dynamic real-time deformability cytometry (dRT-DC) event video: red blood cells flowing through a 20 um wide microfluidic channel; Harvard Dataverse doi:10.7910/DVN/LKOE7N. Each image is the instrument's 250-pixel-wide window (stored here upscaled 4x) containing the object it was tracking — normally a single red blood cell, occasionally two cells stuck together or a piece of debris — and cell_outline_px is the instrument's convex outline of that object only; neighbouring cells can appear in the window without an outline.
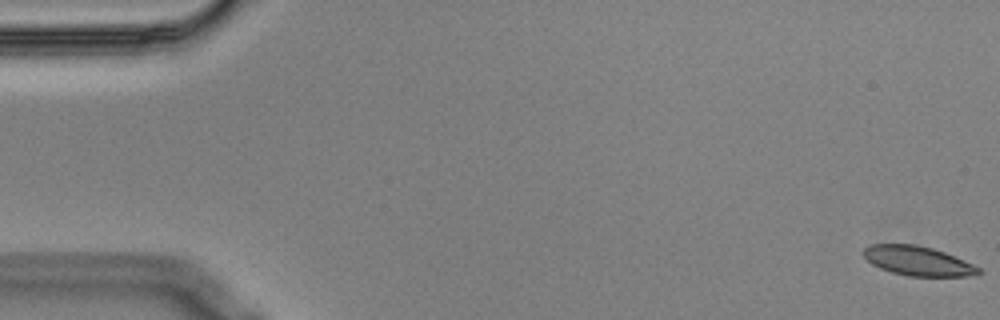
{"species": "Egyptian fruit bat (a non-hibernating species)", "species_latin": "Rousettus aegyptiacus", "temperature_condition": "cold", "stored_images_in_passage": 57, "camera_frame_rate_fps": 3000, "um_per_image_px": 0.085, "animal": {"sex": "male"}, "frame": {"image": 1, "passage_image": 1, "time_ms": 0.0, "image_size_px": [1000, 320], "cell_outline_px": [[984, 272], [968, 276], [908, 276], [892, 272], [880, 268], [872, 264], [860, 252], [864, 248], [872, 244], [916, 244], [932, 248], [944, 252], [964, 260], [980, 268]], "centroid_in_image_um": [78.0, 22.17], "position_along_channel_um": 7.0, "area_um2": 19.71}}
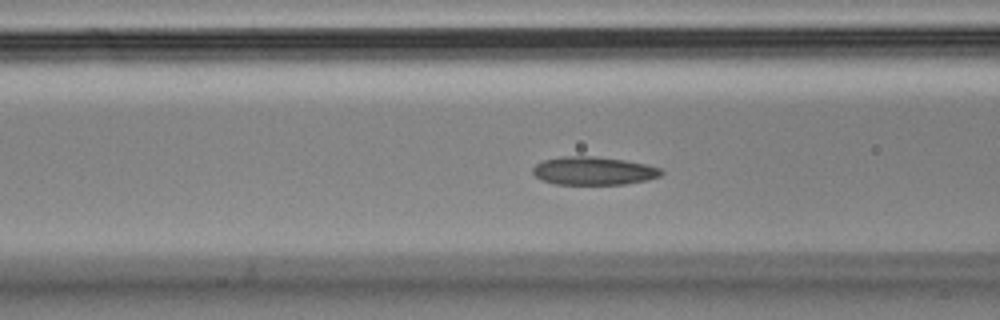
{"frame": {"image": 2, "passage_image": 22, "time_ms": 7.0, "image_size_px": [1000, 320], "cell_outline_px": [[664, 172], [660, 176], [648, 180], [624, 184], [556, 184], [544, 180], [536, 176], [532, 172], [532, 168], [536, 164], [544, 160], [564, 156], [592, 156], [624, 160], [644, 164], [660, 168]], "centroid_in_image_um": [50.46, 14.52], "position_along_channel_um": 116.1, "area_um2": 20.92}}
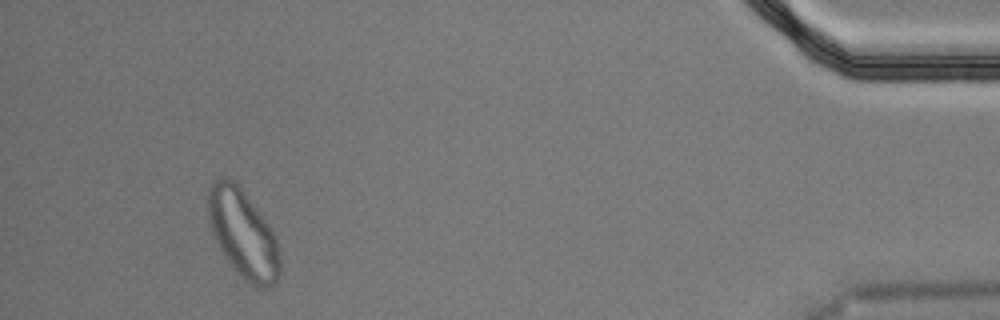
{"frame": {"image": 3, "passage_image": 53, "time_ms": 17.333, "image_size_px": [1000, 320], "cell_outline_px": [[280, 272], [276, 280], [272, 284], [264, 288], [260, 288], [244, 280], [240, 276], [224, 256], [212, 232], [208, 220], [208, 188], [220, 176], [228, 176], [240, 184], [272, 228], [276, 240], [280, 260]], "centroid_in_image_um": [20.65, 19.81], "position_along_channel_um": 414.6, "area_um2": 37.11}, "authors_computed_cell_mechanics": {"area_um2": 21.5016, "velocity_mm_per_s": 3.5381, "shape_relaxation_time_tau1_ms": null, "shape_relaxation_time_tau2_ms": 3.0386, "deformation_change_tau1": null, "deformation_change_tau2": 0.0728}}